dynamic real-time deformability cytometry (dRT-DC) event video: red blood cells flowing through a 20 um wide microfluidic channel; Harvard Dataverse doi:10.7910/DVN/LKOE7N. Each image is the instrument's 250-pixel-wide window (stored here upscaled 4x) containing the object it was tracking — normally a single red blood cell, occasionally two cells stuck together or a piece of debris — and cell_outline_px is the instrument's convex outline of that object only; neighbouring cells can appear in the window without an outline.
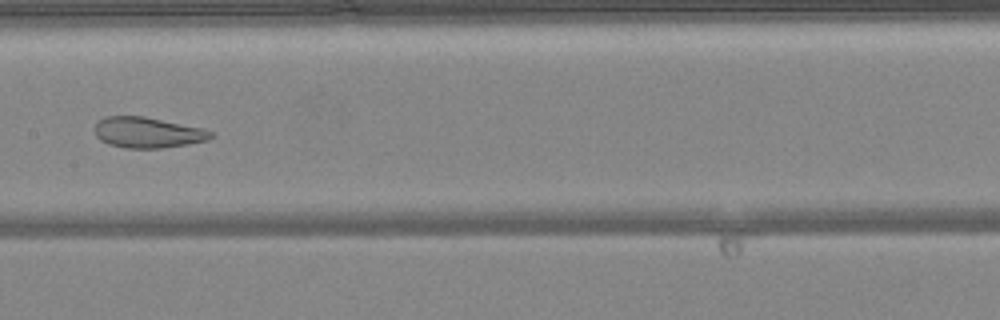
{"species": "common noctule bat (a hibernating species)", "species_latin": "Nyctalus noctula", "temperature_condition": "warm", "stored_images_in_passage": 49, "camera_frame_rate_fps": 3000, "um_per_image_px": 0.085, "animal": {"sex": "female", "body_mass_g": 24.6, "forearm_length_mm": 56.2}, "frame": {"image": 1, "passage_image": 25, "time_ms": 8.0, "image_size_px": [1000, 320], "cell_outline_px": [[216, 136], [208, 140], [188, 144], [164, 148], [124, 148], [108, 144], [100, 140], [96, 136], [96, 124], [104, 116], [144, 116], [204, 128], [212, 132]], "centroid_in_image_um": [12.59, 11.27], "position_along_channel_um": 194.8, "area_um2": 20.92}}
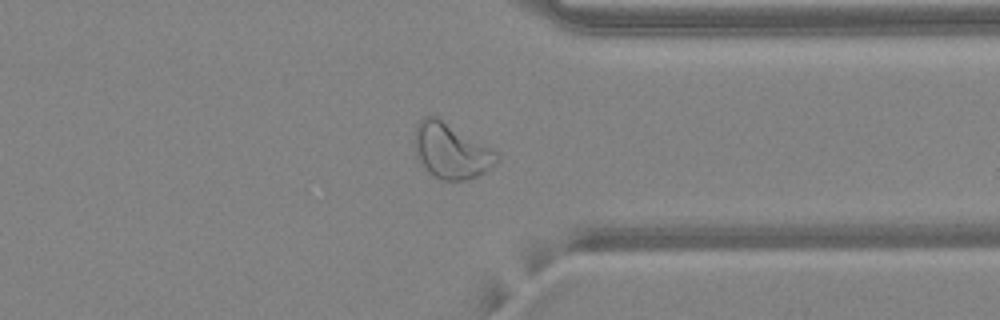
{"frame": {"image": 2, "passage_image": 38, "time_ms": 12.333, "image_size_px": [1000, 320], "cell_outline_px": [[500, 160], [496, 164], [484, 172], [468, 180], [444, 180], [428, 172], [420, 164], [416, 156], [416, 124], [424, 116], [436, 116], [492, 148], [500, 156]], "centroid_in_image_um": [38.36, 12.83], "position_along_channel_um": 373.0, "area_um2": 26.3}}
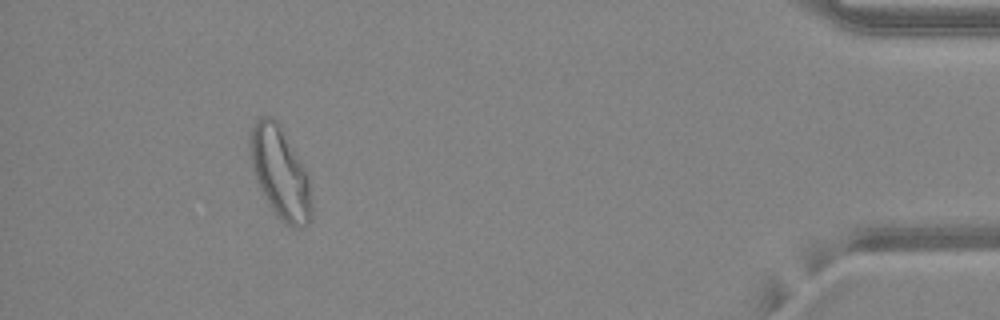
{"frame": {"image": 3, "passage_image": 45, "time_ms": 14.667, "image_size_px": [1000, 320], "cell_outline_px": [[312, 220], [308, 224], [300, 228], [296, 228], [288, 224], [276, 216], [260, 188], [256, 180], [252, 164], [248, 136], [256, 120], [260, 116], [272, 116], [276, 120], [300, 160], [308, 176], [312, 204]], "centroid_in_image_um": [23.82, 14.71], "position_along_channel_um": 411.4, "area_um2": 32.43}, "authors_computed_cell_mechanics": {"area_um2": 29.1312, "velocity_mm_per_s": 4.1822, "shape_relaxation_time_tau1_ms": null, "shape_relaxation_time_tau2_ms": 1.2816, "deformation_change_tau1": null, "deformation_change_tau2": 0.087}}